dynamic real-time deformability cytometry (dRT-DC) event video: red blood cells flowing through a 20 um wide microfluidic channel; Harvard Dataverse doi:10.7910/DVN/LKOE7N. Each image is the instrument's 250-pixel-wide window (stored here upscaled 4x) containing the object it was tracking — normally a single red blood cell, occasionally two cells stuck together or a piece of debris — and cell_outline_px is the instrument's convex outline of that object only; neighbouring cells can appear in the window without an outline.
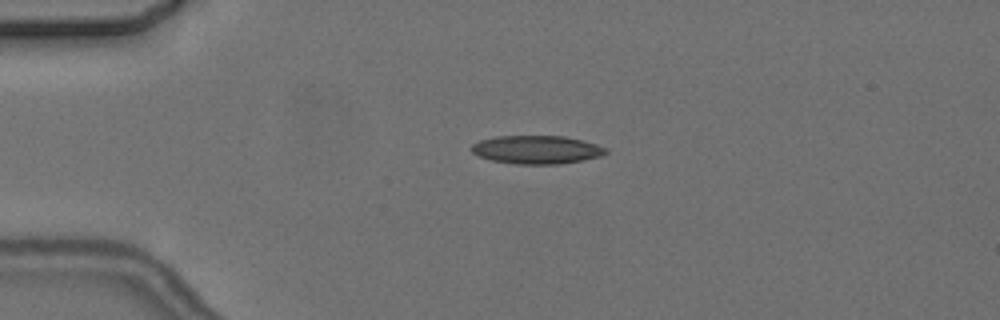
{"species": "common noctule bat (a hibernating species)", "species_latin": "Nyctalus noctula", "temperature_condition": "cold", "stored_images_in_passage": 2, "camera_frame_rate_fps": 3000, "um_per_image_px": 0.085, "animal": {"sex": "female", "body_mass_g": 24.6, "forearm_length_mm": 56.2}, "frame": {"image": 1, "passage_image": 1, "time_ms": 0.0, "image_size_px": [1000, 320], "cell_outline_px": [[608, 152], [600, 156], [584, 160], [560, 164], [516, 164], [492, 160], [480, 156], [472, 152], [472, 144], [480, 140], [496, 136], [564, 136], [584, 140], [608, 148]], "centroid_in_image_um": [45.66, 12.72], "position_along_channel_um": 39.3, "area_um2": 22.2}}